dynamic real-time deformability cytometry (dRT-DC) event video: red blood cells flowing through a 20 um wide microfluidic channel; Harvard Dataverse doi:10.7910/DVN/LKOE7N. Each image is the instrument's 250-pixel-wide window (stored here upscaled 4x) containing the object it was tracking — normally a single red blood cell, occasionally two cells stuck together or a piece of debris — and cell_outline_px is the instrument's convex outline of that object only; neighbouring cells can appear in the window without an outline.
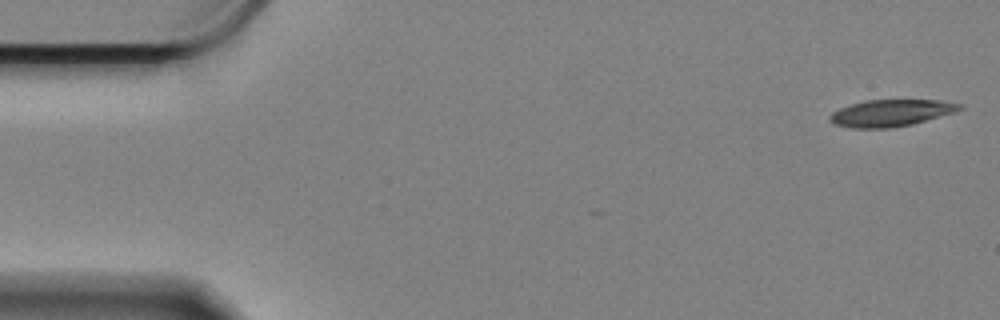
{"species": "Egyptian fruit bat (a non-hibernating species)", "species_latin": "Rousettus aegyptiacus", "temperature_condition": "cold", "stored_images_in_passage": 4, "camera_frame_rate_fps": 3000, "um_per_image_px": 0.085, "animal": {"sex": "female"}, "frame": {"image": 1, "passage_image": 1, "time_ms": 0.0, "image_size_px": [1000, 320], "cell_outline_px": [[964, 108], [952, 112], [912, 124], [892, 128], [852, 128], [832, 124], [828, 120], [828, 116], [832, 112], [840, 108], [864, 100], [940, 100], [964, 104]], "centroid_in_image_um": [75.69, 9.6], "position_along_channel_um": 9.3, "area_um2": 20.29}}